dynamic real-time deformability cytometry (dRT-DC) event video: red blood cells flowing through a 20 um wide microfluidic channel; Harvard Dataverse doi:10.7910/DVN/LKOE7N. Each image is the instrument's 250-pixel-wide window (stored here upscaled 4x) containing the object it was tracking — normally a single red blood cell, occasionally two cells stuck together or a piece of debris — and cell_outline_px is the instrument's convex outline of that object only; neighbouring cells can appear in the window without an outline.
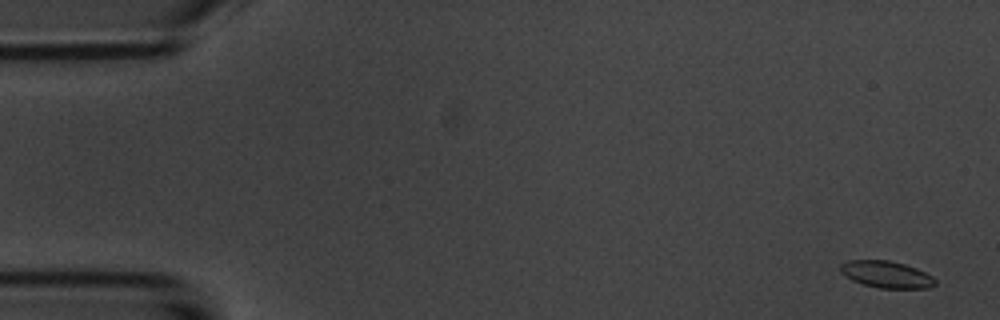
{"species": "common noctule bat (a hibernating species)", "species_latin": "Nyctalus noctula", "temperature_condition": "room temperature", "stored_images_in_passage": 4, "camera_frame_rate_fps": 3000, "um_per_image_px": 0.085, "animal": {"sex": "male", "body_mass_g": 20.1, "forearm_length_mm": 53.5}, "frame": {"image": 1, "passage_image": 1, "time_ms": 0.0, "image_size_px": [1000, 320], "cell_outline_px": [[936, 284], [928, 288], [880, 288], [864, 284], [852, 280], [844, 276], [840, 272], [840, 264], [848, 260], [888, 260], [904, 264], [916, 268], [932, 276], [936, 280]], "centroid_in_image_um": [75.32, 23.32], "position_along_channel_um": 9.7, "area_um2": 14.8}}